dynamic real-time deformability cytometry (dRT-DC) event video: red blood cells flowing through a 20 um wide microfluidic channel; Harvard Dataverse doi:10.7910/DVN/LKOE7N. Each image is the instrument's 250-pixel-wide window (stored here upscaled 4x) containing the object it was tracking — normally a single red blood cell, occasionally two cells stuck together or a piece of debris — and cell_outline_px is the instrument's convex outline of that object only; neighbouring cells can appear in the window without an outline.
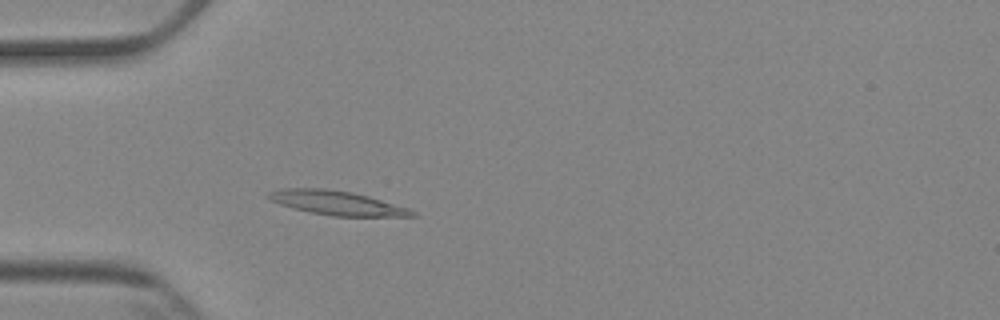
{"species": "Egyptian fruit bat (a non-hibernating species)", "species_latin": "Rousettus aegyptiacus", "temperature_condition": "cold", "stored_images_in_passage": 4, "camera_frame_rate_fps": 3000, "um_per_image_px": 0.085, "animal": {"sex": "female"}, "frame": {"image": 1, "passage_image": 4, "time_ms": 3.667, "image_size_px": [1000, 320], "cell_outline_px": [[416, 216], [332, 216], [312, 212], [280, 204], [264, 196], [268, 192], [284, 188], [324, 188], [352, 192], [368, 196], [408, 208], [416, 212]], "centroid_in_image_um": [28.62, 17.24], "position_along_channel_um": 56.4, "area_um2": 19.94}}